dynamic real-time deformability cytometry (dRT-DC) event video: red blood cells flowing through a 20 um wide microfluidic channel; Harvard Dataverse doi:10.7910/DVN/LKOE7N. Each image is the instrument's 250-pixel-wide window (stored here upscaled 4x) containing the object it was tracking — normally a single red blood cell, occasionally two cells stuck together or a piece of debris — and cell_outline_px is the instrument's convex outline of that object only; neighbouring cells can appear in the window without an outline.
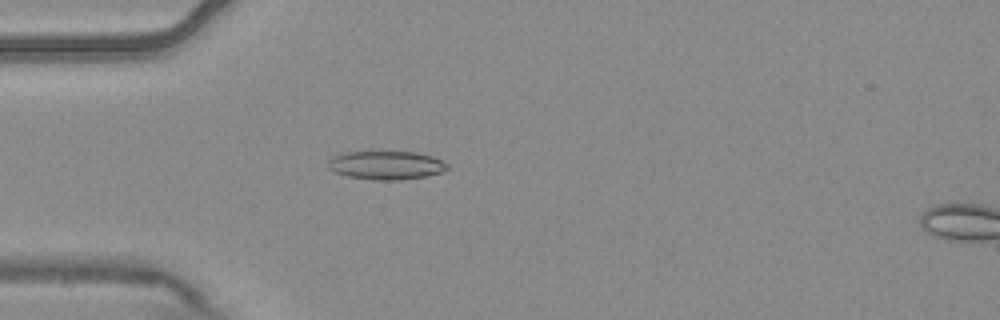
{"species": "common noctule bat (a hibernating species)", "species_latin": "Nyctalus noctula", "temperature_condition": "warm", "stored_images_in_passage": 6, "camera_frame_rate_fps": 3000, "um_per_image_px": 0.085, "animal": {"sex": "male", "body_mass_g": 20.4}, "frame": {"image": 1, "passage_image": 5, "time_ms": 1.333, "image_size_px": [1000, 320], "cell_outline_px": [[448, 168], [440, 172], [424, 176], [400, 180], [376, 180], [348, 176], [336, 172], [328, 168], [328, 160], [332, 156], [344, 152], [416, 152], [432, 156], [444, 160], [448, 164]], "centroid_in_image_um": [32.82, 14.03], "position_along_channel_um": 52.2, "area_um2": 19.77}}